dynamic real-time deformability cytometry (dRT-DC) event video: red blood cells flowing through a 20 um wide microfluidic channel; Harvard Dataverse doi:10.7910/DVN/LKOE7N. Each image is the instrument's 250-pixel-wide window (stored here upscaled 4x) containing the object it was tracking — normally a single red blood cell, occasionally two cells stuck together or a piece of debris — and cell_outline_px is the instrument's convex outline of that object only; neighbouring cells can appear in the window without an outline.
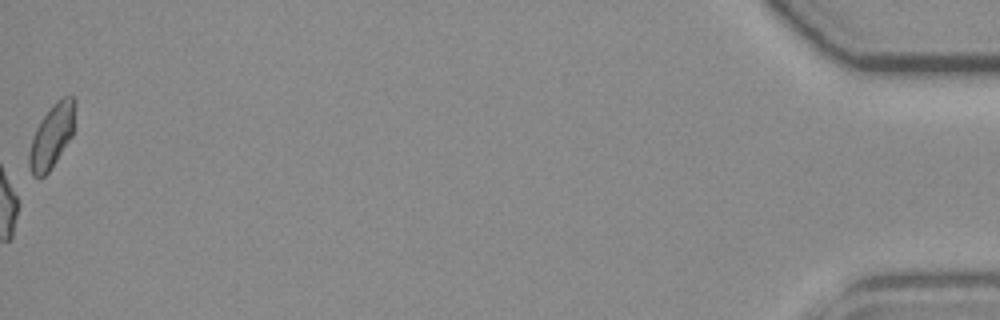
{"species": "common noctule bat (a hibernating species)", "species_latin": "Nyctalus noctula", "temperature_condition": "room temperature", "stored_images_in_passage": 42, "camera_frame_rate_fps": 3000, "um_per_image_px": 0.085, "animal": {"sex": "female", "body_mass_g": 19.3, "forearm_length_mm": 54.1}, "frame": {"image": 1, "passage_image": 42, "time_ms": 13.667, "image_size_px": [1000, 320], "cell_outline_px": [[76, 104], [72, 136], [48, 172], [44, 176], [32, 176], [28, 164], [28, 156], [32, 136], [40, 120], [56, 100], [64, 96], [72, 96], [76, 100]], "centroid_in_image_um": [4.39, 11.54], "position_along_channel_um": 430.8, "area_um2": 16.99}, "authors_computed_cell_mechanics": {"area_um2": 18.8717, "velocity_mm_per_s": 3.9866, "shape_relaxation_time_tau1_ms": null, "shape_relaxation_time_tau2_ms": 3.0576, "deformation_change_tau1": null, "deformation_change_tau2": 0.0979}}